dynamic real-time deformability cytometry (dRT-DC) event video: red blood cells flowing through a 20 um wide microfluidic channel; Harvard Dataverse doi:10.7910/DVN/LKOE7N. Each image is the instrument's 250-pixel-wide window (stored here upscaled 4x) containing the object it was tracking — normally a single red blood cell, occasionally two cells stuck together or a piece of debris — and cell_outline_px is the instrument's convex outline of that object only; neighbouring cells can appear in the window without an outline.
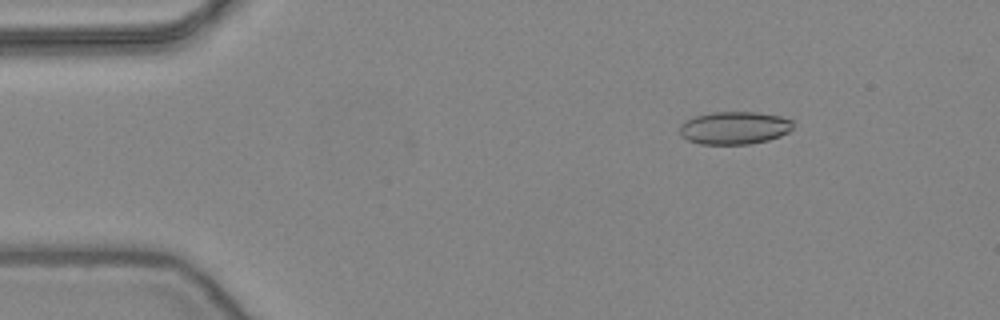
{"species": "common noctule bat (a hibernating species)", "species_latin": "Nyctalus noctula", "temperature_condition": "warm", "stored_images_in_passage": 53, "camera_frame_rate_fps": 3000, "um_per_image_px": 0.085, "animal": {"sex": "female", "body_mass_g": 24.6, "forearm_length_mm": 56.2}, "frame": {"image": 1, "passage_image": 8, "time_ms": 2.333, "image_size_px": [1000, 320], "cell_outline_px": [[792, 128], [788, 132], [780, 136], [768, 140], [748, 144], [700, 144], [688, 140], [680, 136], [680, 124], [684, 120], [696, 116], [712, 112], [756, 112], [780, 116], [792, 120]], "centroid_in_image_um": [62.39, 10.87], "position_along_channel_um": 22.6, "area_um2": 21.68}}
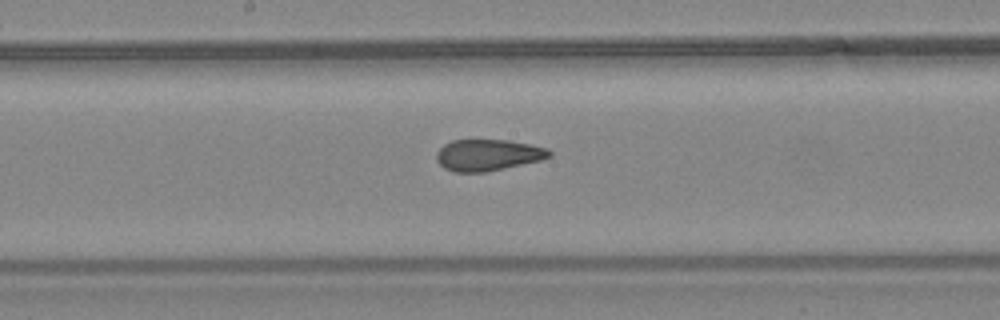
{"frame": {"image": 2, "passage_image": 28, "time_ms": 9.0, "image_size_px": [1000, 320], "cell_outline_px": [[552, 156], [540, 160], [488, 172], [452, 172], [444, 168], [436, 160], [436, 152], [444, 144], [452, 140], [508, 140], [548, 148], [552, 152]], "centroid_in_image_um": [41.46, 13.18], "position_along_channel_um": 206.7, "area_um2": 20.75}}
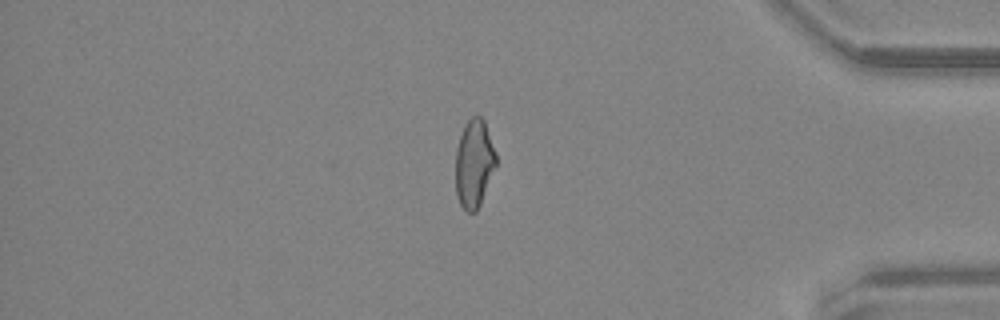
{"frame": {"image": 3, "passage_image": 45, "time_ms": 14.667, "image_size_px": [1000, 320], "cell_outline_px": [[496, 164], [480, 204], [476, 212], [468, 212], [460, 204], [456, 192], [456, 148], [464, 124], [472, 116], [480, 116], [484, 120], [496, 152]], "centroid_in_image_um": [40.29, 13.87], "position_along_channel_um": 394.9, "area_um2": 20.58}, "authors_computed_cell_mechanics": {"area_um2": 21.4438, "velocity_mm_per_s": 3.9077, "shape_relaxation_time_tau1_ms": null, "shape_relaxation_time_tau2_ms": 1.5354, "deformation_change_tau1": null, "deformation_change_tau2": 0.0831}}